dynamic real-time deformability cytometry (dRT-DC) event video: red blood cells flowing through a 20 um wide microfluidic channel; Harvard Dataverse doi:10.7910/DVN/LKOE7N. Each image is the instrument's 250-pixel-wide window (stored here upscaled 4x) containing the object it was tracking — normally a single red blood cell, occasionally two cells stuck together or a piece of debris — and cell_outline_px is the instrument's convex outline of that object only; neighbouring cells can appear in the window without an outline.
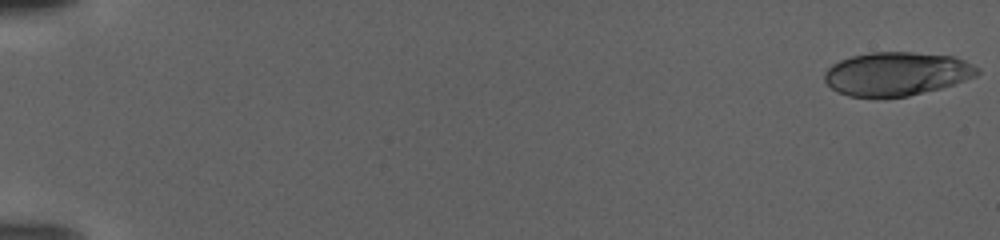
{"species": "human", "species_latin": "Homo sapiens", "temperature_condition": "warm", "stored_images_in_passage": 105, "camera_frame_rate_fps": 3000, "um_per_image_px": 0.085, "donor": {"sex": "female"}, "frame": {"image": 1, "passage_image": 1, "time_ms": 0.0, "image_size_px": [1000, 240], "cell_outline_px": [[980, 72], [976, 76], [940, 88], [908, 96], [848, 96], [836, 92], [824, 80], [824, 72], [832, 64], [840, 60], [852, 56], [868, 52], [912, 52], [952, 56], [964, 60], [980, 68]], "centroid_in_image_um": [76.2, 6.26], "position_along_channel_um": 8.8, "area_um2": 38.61}}
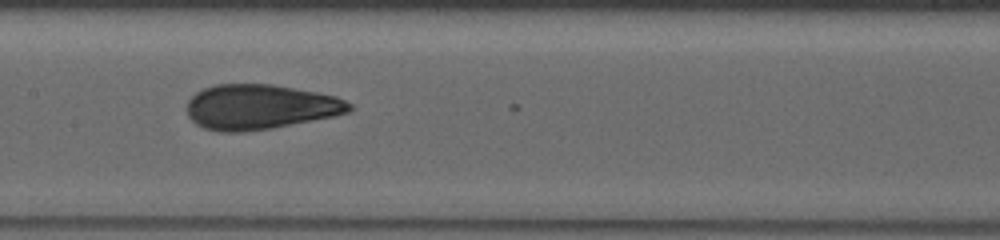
{"frame": {"image": 2, "passage_image": 56, "time_ms": 18.333, "image_size_px": [1000, 240], "cell_outline_px": [[352, 108], [348, 112], [332, 116], [272, 128], [244, 132], [220, 132], [204, 128], [196, 124], [188, 116], [188, 100], [196, 92], [204, 88], [216, 84], [272, 84], [316, 92], [336, 96], [352, 104]], "centroid_in_image_um": [22.07, 9.09], "position_along_channel_um": 185.3, "area_um2": 42.37}}
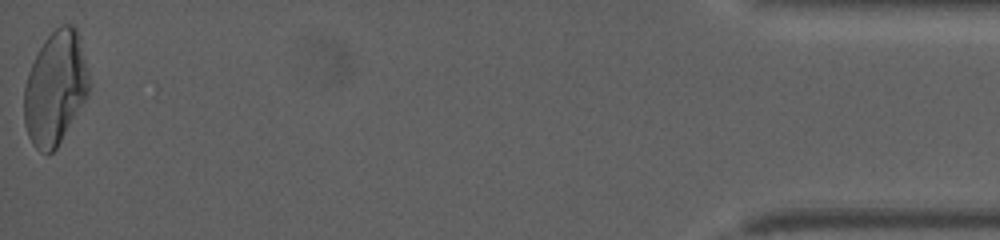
{"frame": {"image": 3, "passage_image": 105, "time_ms": 34.667, "image_size_px": [1000, 240], "cell_outline_px": [[88, 96], [56, 148], [52, 152], [40, 152], [32, 144], [28, 136], [24, 124], [24, 88], [28, 72], [44, 40], [60, 24], [72, 24], [76, 28], [88, 72]], "centroid_in_image_um": [4.68, 7.5], "position_along_channel_um": 430.5, "area_um2": 42.43}}